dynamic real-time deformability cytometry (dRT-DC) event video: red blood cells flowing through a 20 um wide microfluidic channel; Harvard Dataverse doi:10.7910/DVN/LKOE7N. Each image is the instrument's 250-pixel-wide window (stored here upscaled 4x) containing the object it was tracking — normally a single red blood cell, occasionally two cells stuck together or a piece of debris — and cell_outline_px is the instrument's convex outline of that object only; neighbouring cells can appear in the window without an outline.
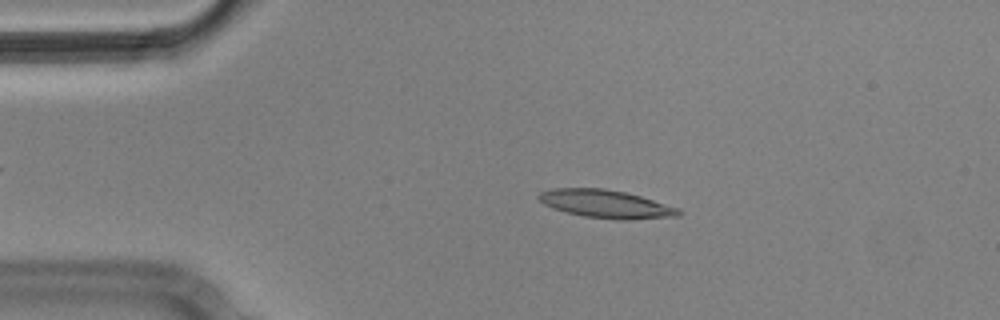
{"species": "Egyptian fruit bat (a non-hibernating species)", "species_latin": "Rousettus aegyptiacus", "temperature_condition": "cold", "stored_images_in_passage": 55, "camera_frame_rate_fps": 3000, "um_per_image_px": 0.085, "animal": {"sex": "male"}, "frame": {"image": 1, "passage_image": 10, "time_ms": 3.0, "image_size_px": [1000, 320], "cell_outline_px": [[684, 212], [680, 216], [632, 220], [620, 220], [584, 216], [552, 208], [544, 204], [536, 196], [540, 192], [552, 188], [604, 188], [624, 192], [640, 196], [680, 208]], "centroid_in_image_um": [51.55, 17.34], "position_along_channel_um": 33.5, "area_um2": 23.0}}
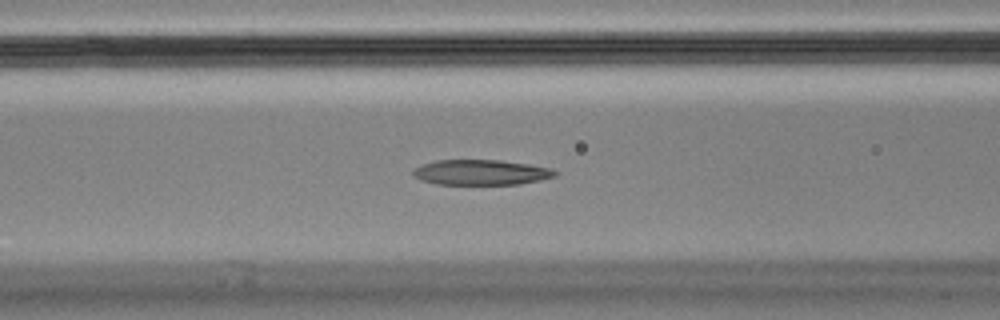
{"frame": {"image": 2, "passage_image": 21, "time_ms": 6.667, "image_size_px": [1000, 320], "cell_outline_px": [[560, 172], [556, 176], [540, 180], [520, 184], [436, 184], [420, 180], [412, 176], [412, 172], [416, 168], [424, 164], [436, 160], [500, 160], [528, 164], [552, 168]], "centroid_in_image_um": [40.92, 14.65], "position_along_channel_um": 125.7, "area_um2": 20.98}}
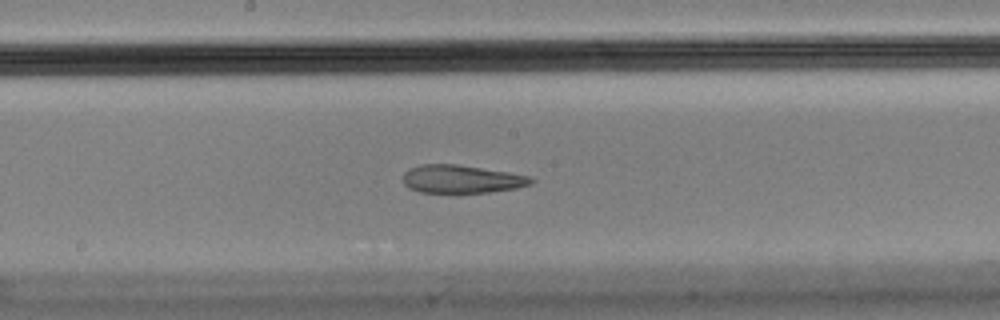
{"frame": {"image": 3, "passage_image": 28, "time_ms": 9.0, "image_size_px": [1000, 320], "cell_outline_px": [[536, 180], [532, 184], [516, 188], [488, 192], [456, 196], [420, 192], [408, 188], [404, 184], [404, 172], [408, 168], [420, 164], [456, 164], [508, 172], [532, 176]], "centroid_in_image_um": [39.22, 15.27], "position_along_channel_um": 209.0, "area_um2": 21.96}, "authors_computed_cell_mechanics": {"area_um2": 22.4264, "velocity_mm_per_s": 3.5635, "shape_relaxation_time_tau1_ms": null, "shape_relaxation_time_tau2_ms": 1.4698, "deformation_change_tau1": null, "deformation_change_tau2": 0.085}}